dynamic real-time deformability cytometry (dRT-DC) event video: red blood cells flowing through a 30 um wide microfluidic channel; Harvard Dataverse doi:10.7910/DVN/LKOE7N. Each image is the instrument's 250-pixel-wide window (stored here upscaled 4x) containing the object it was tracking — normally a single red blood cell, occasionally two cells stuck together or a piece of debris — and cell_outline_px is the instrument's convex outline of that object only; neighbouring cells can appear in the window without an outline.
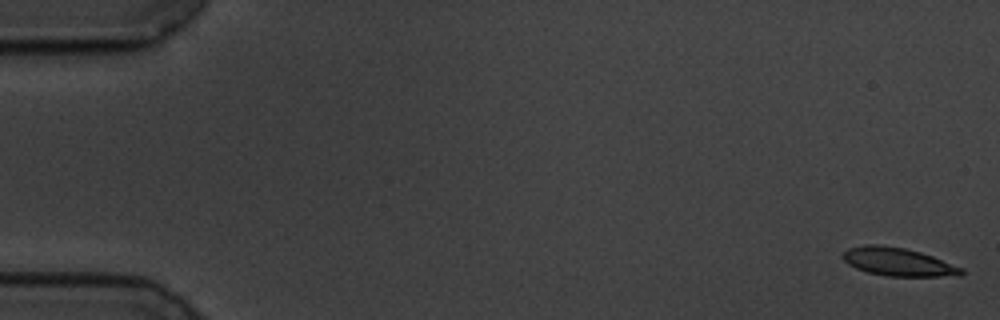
{"species": "common noctule bat (a hibernating species)", "species_latin": "Nyctalus noctula", "temperature_condition": "cold", "stored_images_in_passage": 57, "camera_frame_rate_fps": 3000, "um_per_image_px": 0.085, "animal": {"sex": "male", "body_mass_g": 19.5, "forearm_length_mm": 54.6}, "frame": {"image": 1, "passage_image": 1, "time_ms": 0.0, "image_size_px": [1000, 320], "cell_outline_px": [[964, 272], [960, 276], [888, 276], [868, 272], [856, 268], [848, 264], [844, 260], [844, 252], [848, 248], [864, 244], [880, 244], [904, 248], [920, 252], [932, 256], [964, 268]], "centroid_in_image_um": [76.36, 22.25], "position_along_channel_um": 8.6, "area_um2": 19.42}}
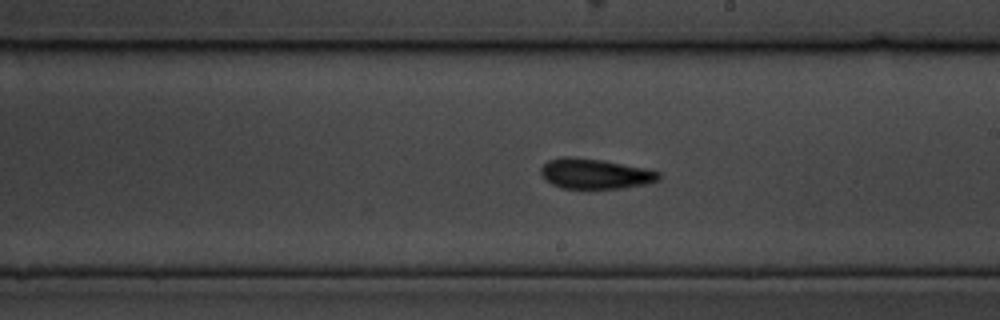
{"frame": {"image": 2, "passage_image": 33, "time_ms": 10.667, "image_size_px": [1000, 320], "cell_outline_px": [[660, 180], [648, 184], [620, 188], [560, 188], [544, 180], [540, 172], [540, 168], [548, 160], [560, 156], [568, 156], [600, 160], [648, 168], [660, 172]], "centroid_in_image_um": [50.58, 14.77], "position_along_channel_um": 238.4, "area_um2": 20.92}}
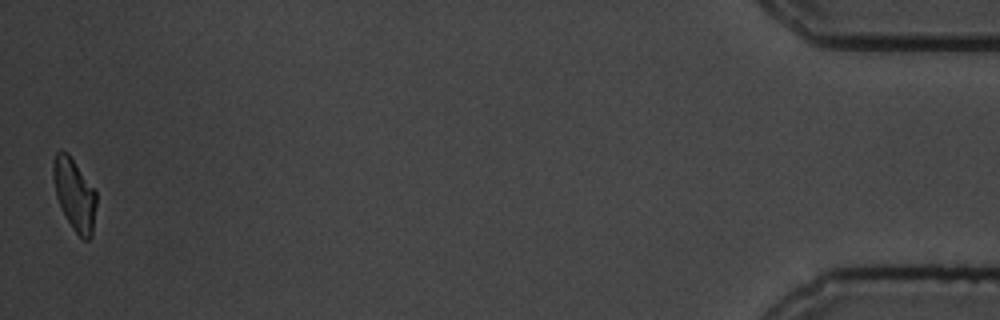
{"frame": {"image": 3, "passage_image": 57, "time_ms": 18.667, "image_size_px": [1000, 320], "cell_outline_px": [[96, 204], [92, 236], [88, 240], [84, 240], [72, 228], [56, 196], [52, 176], [52, 164], [56, 152], [60, 148], [68, 152], [96, 192]], "centroid_in_image_um": [6.31, 16.49], "position_along_channel_um": 428.9, "area_um2": 17.98}, "authors_computed_cell_mechanics": {"area_um2": 19.8832, "velocity_mm_per_s": 3.492, "shape_relaxation_time_tau1_ms": 5.2379, "shape_relaxation_time_tau2_ms": 3.8413, "deformation_change_tau1": 0.1442, "deformation_change_tau2": 0.1095}}